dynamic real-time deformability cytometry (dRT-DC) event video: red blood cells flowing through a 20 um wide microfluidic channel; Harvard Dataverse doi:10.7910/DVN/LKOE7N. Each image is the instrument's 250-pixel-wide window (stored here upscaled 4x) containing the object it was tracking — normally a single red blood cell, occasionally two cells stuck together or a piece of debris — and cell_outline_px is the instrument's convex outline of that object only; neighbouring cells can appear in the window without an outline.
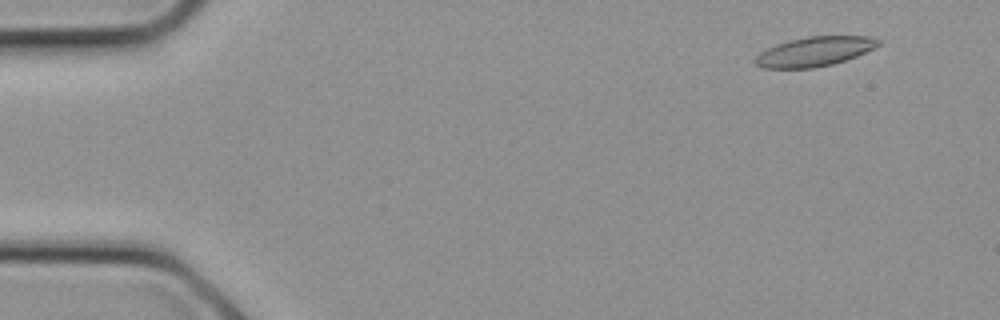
{"species": "common noctule bat (a hibernating species)", "species_latin": "Nyctalus noctula", "temperature_condition": "cold", "stored_images_in_passage": 8, "camera_frame_rate_fps": 3000, "um_per_image_px": 0.085, "animal": {"sex": "female", "body_mass_g": 21.9}, "frame": {"image": 1, "passage_image": 1, "time_ms": 0.0, "image_size_px": [1000, 320], "cell_outline_px": [[880, 44], [856, 56], [832, 64], [812, 68], [764, 68], [756, 64], [752, 60], [760, 52], [776, 44], [808, 36], [868, 36], [880, 40]], "centroid_in_image_um": [69.2, 4.38], "position_along_channel_um": 15.8, "area_um2": 20.87}}
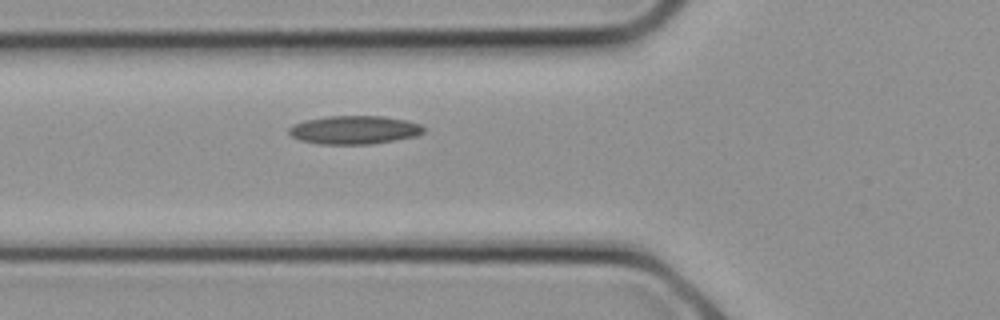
{"frame": {"image": 2, "passage_image": 8, "time_ms": 2.333, "image_size_px": [1000, 320], "cell_outline_px": [[424, 132], [416, 136], [372, 144], [320, 144], [300, 140], [292, 136], [288, 132], [288, 128], [292, 124], [304, 120], [328, 116], [384, 116], [404, 120], [420, 124], [424, 128]], "centroid_in_image_um": [30.08, 11.04], "position_along_channel_um": 95.7, "area_um2": 22.31}}